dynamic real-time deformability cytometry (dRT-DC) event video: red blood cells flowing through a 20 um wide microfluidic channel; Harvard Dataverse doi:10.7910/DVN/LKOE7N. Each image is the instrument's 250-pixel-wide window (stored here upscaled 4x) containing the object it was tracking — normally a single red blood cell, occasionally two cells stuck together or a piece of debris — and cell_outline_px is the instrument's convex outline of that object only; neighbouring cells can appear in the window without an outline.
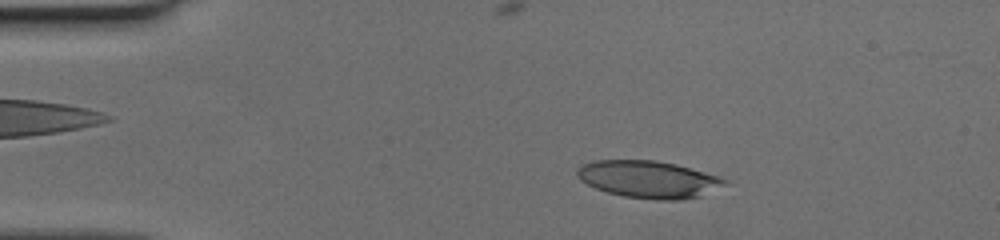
{"species": "human", "species_latin": "Homo sapiens", "temperature_condition": "cold", "stored_images_in_passage": 39, "camera_frame_rate_fps": 3000, "um_per_image_px": 0.085, "donor": {"sex": "female"}, "frame": {"image": 1, "passage_image": 6, "time_ms": 1.667, "image_size_px": [1000, 240], "cell_outline_px": [[732, 184], [700, 196], [684, 200], [660, 200], [624, 196], [608, 192], [596, 188], [580, 180], [576, 176], [576, 172], [580, 164], [592, 160], [656, 160], [676, 164], [732, 180]], "centroid_in_image_um": [55.19, 15.24], "position_along_channel_um": 29.8, "area_um2": 32.43}}
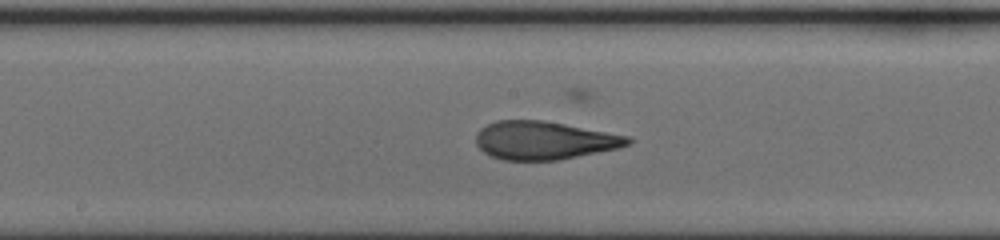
{"frame": {"image": 2, "passage_image": 23, "time_ms": 7.333, "image_size_px": [1000, 240], "cell_outline_px": [[632, 144], [620, 148], [556, 160], [504, 160], [492, 156], [484, 152], [476, 144], [476, 132], [480, 128], [496, 120], [540, 120], [564, 124], [628, 136], [632, 140]], "centroid_in_image_um": [46.24, 11.93], "position_along_channel_um": 202.0, "area_um2": 33.64}}
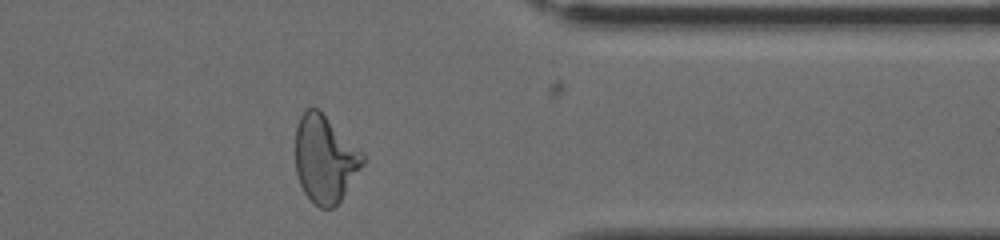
{"frame": {"image": 3, "passage_image": 37, "time_ms": 12.0, "image_size_px": [1000, 240], "cell_outline_px": [[364, 164], [340, 200], [332, 208], [320, 208], [304, 192], [300, 184], [296, 172], [296, 124], [300, 116], [308, 108], [320, 108], [364, 152]], "centroid_in_image_um": [27.64, 13.46], "position_along_channel_um": 383.8, "area_um2": 34.45}}